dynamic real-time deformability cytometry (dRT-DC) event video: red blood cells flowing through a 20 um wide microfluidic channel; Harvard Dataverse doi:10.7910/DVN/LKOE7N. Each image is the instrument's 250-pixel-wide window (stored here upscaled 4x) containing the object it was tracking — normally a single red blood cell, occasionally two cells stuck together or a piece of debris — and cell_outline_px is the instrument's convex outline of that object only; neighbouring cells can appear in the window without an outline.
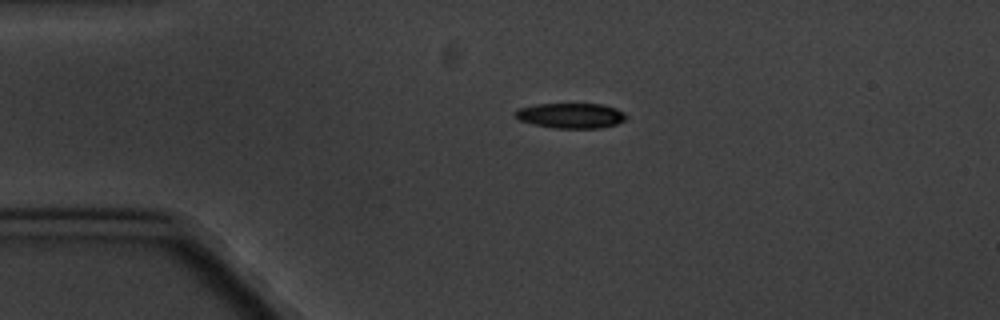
{"species": "common noctule bat (a hibernating species)", "species_latin": "Nyctalus noctula", "temperature_condition": "cold", "stored_images_in_passage": 4, "camera_frame_rate_fps": 3000, "um_per_image_px": 0.085, "animal": {"sex": "male", "body_mass_g": 20.1, "forearm_length_mm": 53.5}, "frame": {"image": 1, "passage_image": 3, "time_ms": 2.333, "image_size_px": [1000, 320], "cell_outline_px": [[628, 116], [624, 120], [616, 124], [600, 128], [556, 128], [532, 124], [520, 120], [516, 116], [516, 112], [520, 108], [536, 104], [604, 104], [616, 108], [624, 112]], "centroid_in_image_um": [48.57, 9.82], "position_along_channel_um": 36.4, "area_um2": 16.18}}